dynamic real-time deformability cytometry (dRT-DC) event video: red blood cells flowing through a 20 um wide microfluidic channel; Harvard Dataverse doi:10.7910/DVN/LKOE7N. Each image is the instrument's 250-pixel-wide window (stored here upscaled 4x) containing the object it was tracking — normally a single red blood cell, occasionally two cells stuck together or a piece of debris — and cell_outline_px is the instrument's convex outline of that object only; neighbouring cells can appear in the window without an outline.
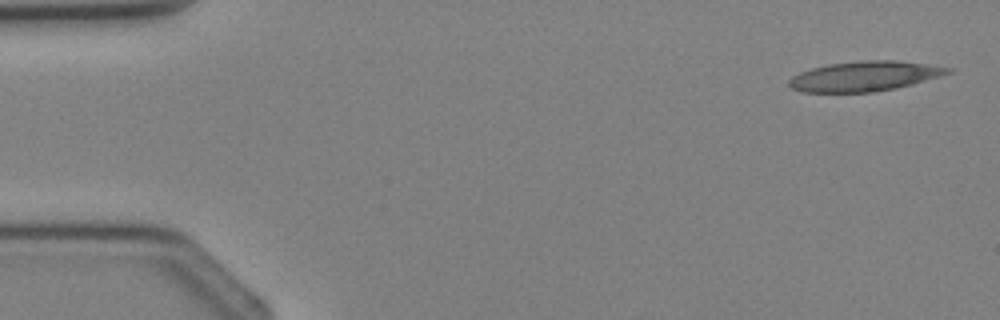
{"species": "Egyptian fruit bat (a non-hibernating species)", "species_latin": "Rousettus aegyptiacus", "temperature_condition": "cold", "stored_images_in_passage": 3, "camera_frame_rate_fps": 3000, "um_per_image_px": 0.085, "animal": {"sex": "female"}, "frame": {"image": 1, "passage_image": 1, "time_ms": 0.0, "image_size_px": [1000, 320], "cell_outline_px": [[952, 72], [940, 76], [912, 84], [896, 88], [876, 92], [800, 92], [792, 88], [788, 84], [788, 80], [792, 76], [800, 72], [812, 68], [828, 64], [864, 60], [892, 60], [924, 64], [952, 68]], "centroid_in_image_um": [73.45, 6.48], "position_along_channel_um": 11.5, "area_um2": 27.57}}
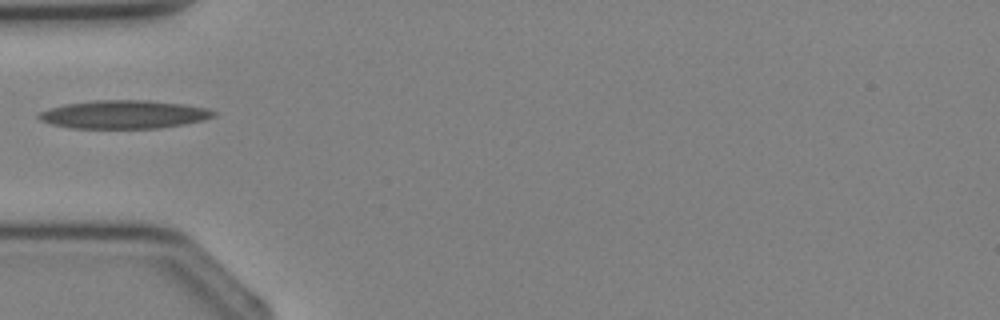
{"frame": {"image": 2, "passage_image": 3, "time_ms": 3.333, "image_size_px": [1000, 320], "cell_outline_px": [[216, 116], [204, 120], [184, 124], [160, 128], [68, 128], [52, 124], [40, 120], [36, 116], [40, 112], [48, 108], [64, 104], [96, 100], [148, 100], [184, 104], [208, 108], [216, 112]], "centroid_in_image_um": [10.54, 9.72], "position_along_channel_um": 74.5, "area_um2": 29.02}}